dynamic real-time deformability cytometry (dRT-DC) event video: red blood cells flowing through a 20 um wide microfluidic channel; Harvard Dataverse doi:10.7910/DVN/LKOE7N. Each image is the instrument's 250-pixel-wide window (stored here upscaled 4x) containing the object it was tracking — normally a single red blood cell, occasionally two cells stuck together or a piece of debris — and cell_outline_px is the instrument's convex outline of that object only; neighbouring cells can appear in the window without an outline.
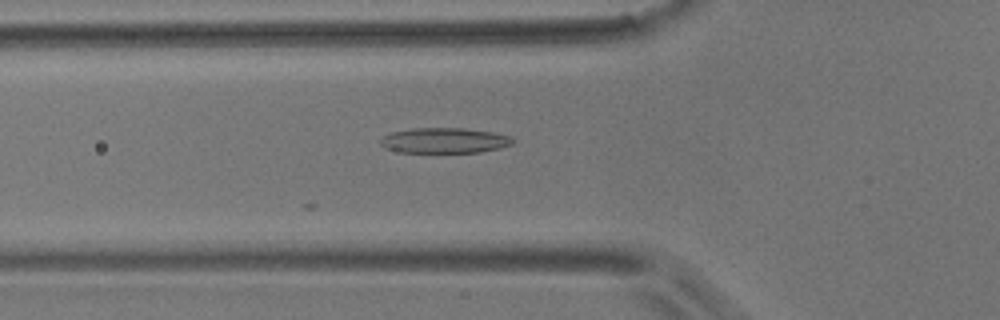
{"species": "common noctule bat (a hibernating species)", "species_latin": "Nyctalus noctula", "temperature_condition": "room temperature", "stored_images_in_passage": 3, "camera_frame_rate_fps": 3000, "um_per_image_px": 0.085, "animal": {"sex": "male", "body_mass_g": 17.9}, "frame": {"image": 1, "passage_image": 3, "time_ms": 0.667, "image_size_px": [1000, 320], "cell_outline_px": [[516, 140], [512, 144], [500, 148], [480, 152], [400, 152], [384, 148], [380, 144], [380, 136], [392, 132], [412, 128], [464, 128], [492, 132], [508, 136]], "centroid_in_image_um": [37.74, 11.94], "position_along_channel_um": 88.1, "area_um2": 19.59}}